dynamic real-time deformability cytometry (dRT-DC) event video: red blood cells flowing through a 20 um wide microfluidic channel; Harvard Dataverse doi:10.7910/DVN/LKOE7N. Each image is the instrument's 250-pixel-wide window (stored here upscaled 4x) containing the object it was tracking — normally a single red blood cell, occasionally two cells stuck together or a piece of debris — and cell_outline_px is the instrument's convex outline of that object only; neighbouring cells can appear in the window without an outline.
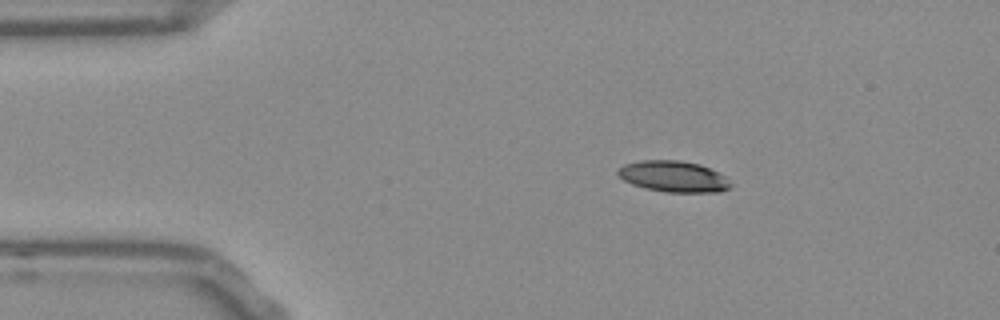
{"species": "Egyptian fruit bat (a non-hibernating species)", "species_latin": "Rousettus aegyptiacus", "temperature_condition": "room temperature", "stored_images_in_passage": 45, "camera_frame_rate_fps": 3000, "um_per_image_px": 0.085, "frame": {"image": 1, "passage_image": 1, "time_ms": 0.0, "image_size_px": [1000, 320], "cell_outline_px": [[732, 184], [728, 188], [720, 192], [668, 192], [644, 188], [632, 184], [624, 180], [616, 172], [624, 164], [644, 160], [680, 160], [700, 164], [724, 176]], "centroid_in_image_um": [57.24, 15.0], "position_along_channel_um": 27.8, "area_um2": 20.23}}
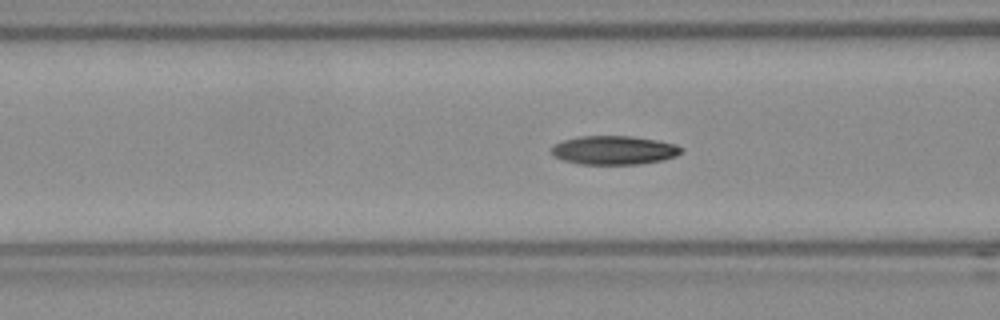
{"frame": {"image": 2, "passage_image": 12, "time_ms": 3.667, "image_size_px": [1000, 320], "cell_outline_px": [[684, 148], [676, 156], [664, 160], [640, 164], [580, 164], [564, 160], [552, 156], [552, 148], [556, 144], [564, 140], [580, 136], [632, 136], [656, 140], [676, 144]], "centroid_in_image_um": [52.22, 12.77], "position_along_channel_um": 114.4, "area_um2": 21.73}}
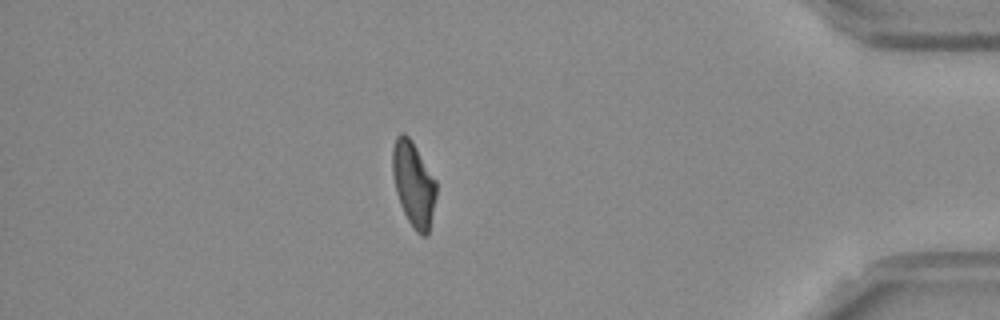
{"frame": {"image": 3, "passage_image": 38, "time_ms": 12.333, "image_size_px": [1000, 320], "cell_outline_px": [[436, 196], [428, 236], [420, 236], [416, 232], [408, 220], [400, 204], [396, 192], [392, 172], [392, 148], [396, 136], [400, 132], [404, 132], [412, 140], [436, 180]], "centroid_in_image_um": [35.14, 15.63], "position_along_channel_um": 400.1, "area_um2": 21.79}, "authors_computed_cell_mechanics": {"area_um2": 21.5016, "velocity_mm_per_s": 3.7942, "shape_relaxation_time_tau1_ms": 7.4534, "shape_relaxation_time_tau2_ms": 3.1833, "deformation_change_tau1": 0.1962, "deformation_change_tau2": 0.0867}}